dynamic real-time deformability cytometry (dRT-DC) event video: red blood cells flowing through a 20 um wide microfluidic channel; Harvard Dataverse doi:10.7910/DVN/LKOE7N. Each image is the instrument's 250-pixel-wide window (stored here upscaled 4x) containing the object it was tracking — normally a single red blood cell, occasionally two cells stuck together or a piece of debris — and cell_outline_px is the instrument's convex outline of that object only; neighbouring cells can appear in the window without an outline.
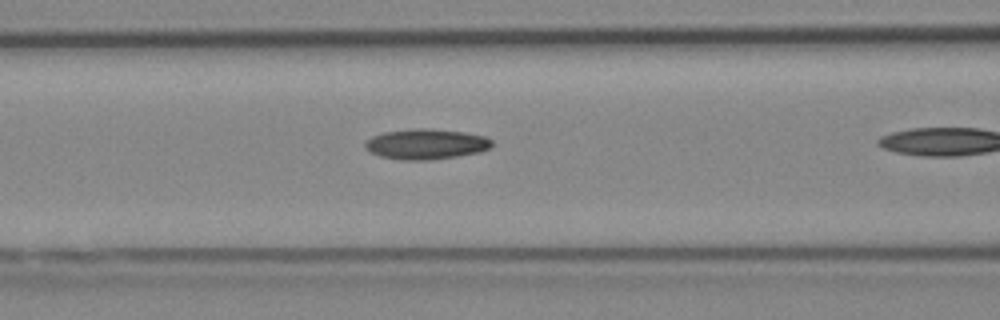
{"species": "Egyptian fruit bat (a non-hibernating species)", "species_latin": "Rousettus aegyptiacus", "temperature_condition": "cold", "stored_images_in_passage": 21, "camera_frame_rate_fps": 3000, "um_per_image_px": 0.085, "animal": {"sex": "female"}, "frame": {"image": 1, "passage_image": 17, "time_ms": 5.333, "image_size_px": [1000, 320], "cell_outline_px": [[492, 144], [488, 148], [480, 152], [432, 160], [400, 160], [380, 156], [364, 148], [364, 144], [372, 136], [384, 132], [416, 128], [428, 128], [464, 132], [484, 136], [492, 140]], "centroid_in_image_um": [36.2, 12.25], "position_along_channel_um": 130.4, "area_um2": 22.37}}
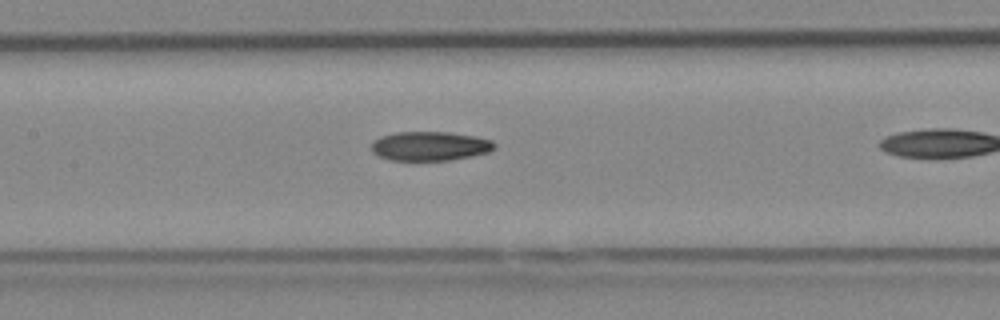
{"frame": {"image": 2, "passage_image": 20, "time_ms": 6.333, "image_size_px": [1000, 320], "cell_outline_px": [[496, 148], [488, 152], [472, 156], [452, 160], [388, 160], [372, 152], [372, 144], [380, 136], [396, 132], [448, 132], [476, 136], [492, 140], [496, 144]], "centroid_in_image_um": [36.58, 12.41], "position_along_channel_um": 170.8, "area_um2": 20.98}}